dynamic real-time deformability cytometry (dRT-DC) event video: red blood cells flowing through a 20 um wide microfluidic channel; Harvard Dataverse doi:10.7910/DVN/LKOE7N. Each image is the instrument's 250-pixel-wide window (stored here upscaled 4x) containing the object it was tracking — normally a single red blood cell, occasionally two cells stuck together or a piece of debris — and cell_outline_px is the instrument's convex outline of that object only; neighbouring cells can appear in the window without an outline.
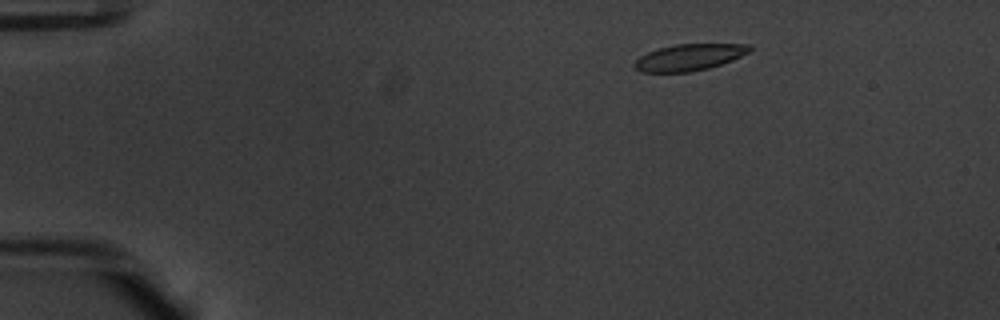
{"species": "common noctule bat (a hibernating species)", "species_latin": "Nyctalus noctula", "temperature_condition": "warm", "stored_images_in_passage": 52, "camera_frame_rate_fps": 3000, "um_per_image_px": 0.085, "animal": {"sex": "male", "body_mass_g": 20.1, "forearm_length_mm": 53.5}, "frame": {"image": 1, "passage_image": 7, "time_ms": 2.0, "image_size_px": [1000, 320], "cell_outline_px": [[752, 48], [748, 52], [732, 60], [708, 68], [692, 72], [640, 72], [632, 64], [640, 56], [648, 52], [660, 48], [676, 44], [748, 44]], "centroid_in_image_um": [58.56, 4.87], "position_along_channel_um": 26.4, "area_um2": 17.63}}
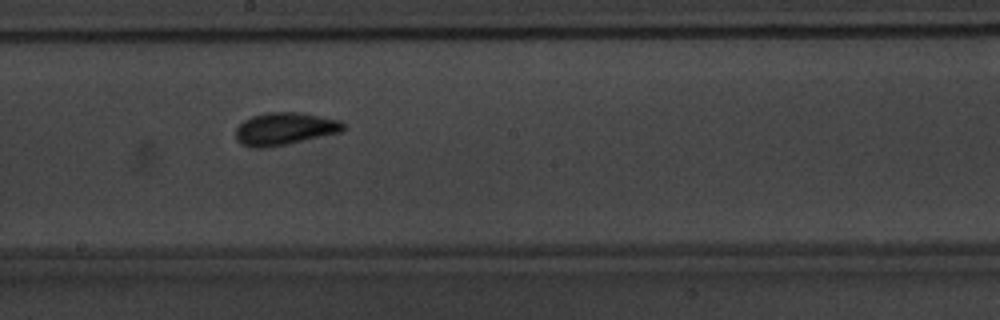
{"frame": {"image": 2, "passage_image": 29, "time_ms": 9.333, "image_size_px": [1000, 320], "cell_outline_px": [[344, 128], [340, 132], [288, 144], [268, 148], [252, 148], [240, 144], [236, 140], [236, 128], [244, 120], [252, 116], [264, 112], [300, 112], [340, 120], [344, 124]], "centroid_in_image_um": [24.16, 10.95], "position_along_channel_um": 224.0, "area_um2": 20.52}}
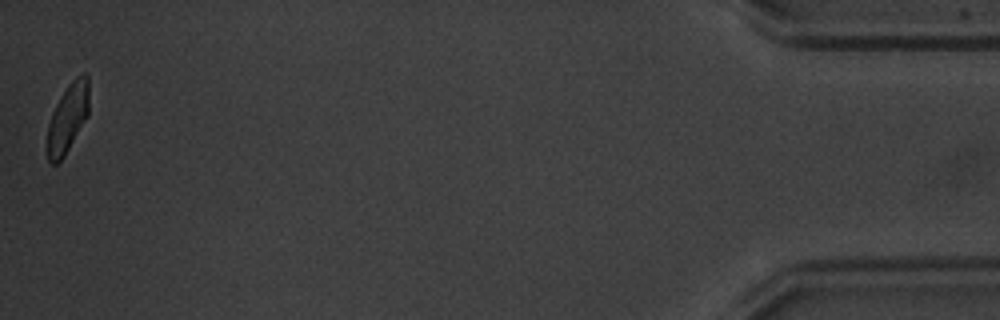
{"frame": {"image": 3, "passage_image": 52, "time_ms": 17.0, "image_size_px": [1000, 320], "cell_outline_px": [[88, 116], [64, 156], [56, 164], [52, 164], [48, 160], [48, 124], [52, 112], [60, 96], [68, 84], [76, 76], [84, 72], [88, 76]], "centroid_in_image_um": [5.77, 10.0], "position_along_channel_um": 429.4, "area_um2": 16.59}, "authors_computed_cell_mechanics": {"area_um2": 18.496, "velocity_mm_per_s": 3.7912, "shape_relaxation_time_tau1_ms": 2.8395, "shape_relaxation_time_tau2_ms": 0.6389, "deformation_change_tau1": 0.1192, "deformation_change_tau2": 0.065}}